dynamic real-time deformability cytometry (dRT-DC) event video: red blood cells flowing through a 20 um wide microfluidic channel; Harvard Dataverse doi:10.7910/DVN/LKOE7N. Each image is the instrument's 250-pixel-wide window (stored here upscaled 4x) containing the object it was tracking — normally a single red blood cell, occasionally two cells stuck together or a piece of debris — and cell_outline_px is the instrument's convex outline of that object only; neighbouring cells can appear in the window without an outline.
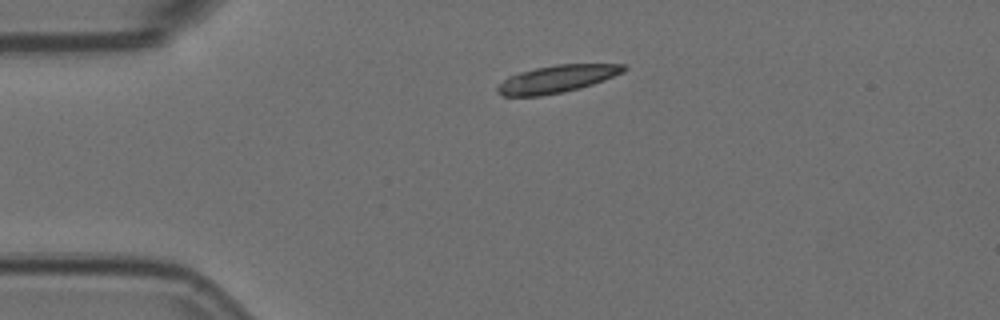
{"species": "Egyptian fruit bat (a non-hibernating species)", "species_latin": "Rousettus aegyptiacus", "temperature_condition": "room temperature", "stored_images_in_passage": 2, "camera_frame_rate_fps": 3000, "um_per_image_px": 0.085, "animal": {"sex": "female"}, "frame": {"image": 1, "passage_image": 1, "time_ms": 0.0, "image_size_px": [1000, 320], "cell_outline_px": [[628, 68], [624, 72], [604, 80], [580, 88], [564, 92], [540, 96], [504, 96], [496, 92], [496, 84], [508, 76], [520, 72], [536, 68], [556, 64], [624, 64]], "centroid_in_image_um": [47.3, 6.71], "position_along_channel_um": 37.7, "area_um2": 20.35}}